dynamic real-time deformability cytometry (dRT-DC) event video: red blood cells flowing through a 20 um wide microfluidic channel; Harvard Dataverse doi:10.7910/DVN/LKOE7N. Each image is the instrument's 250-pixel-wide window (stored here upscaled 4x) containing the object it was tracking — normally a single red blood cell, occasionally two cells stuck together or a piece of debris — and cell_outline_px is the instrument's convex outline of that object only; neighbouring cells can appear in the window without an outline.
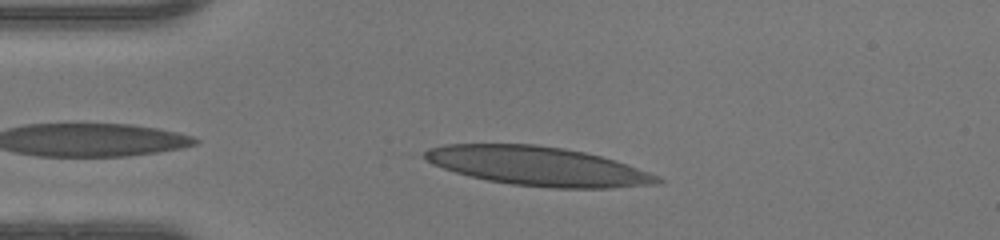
{"species": "human", "species_latin": "Homo sapiens", "temperature_condition": "warm", "stored_images_in_passage": 37, "camera_frame_rate_fps": 3000, "um_per_image_px": 0.085, "donor": {"sex": "female"}, "frame": {"image": 1, "passage_image": 4, "time_ms": 1.0, "image_size_px": [1000, 240], "cell_outline_px": [[664, 180], [660, 184], [612, 188], [552, 188], [512, 184], [488, 180], [456, 172], [432, 164], [424, 156], [424, 152], [428, 148], [444, 144], [536, 144], [564, 148], [584, 152], [600, 156], [648, 172]], "centroid_in_image_um": [45.72, 14.12], "position_along_channel_um": 39.3, "area_um2": 52.48}}
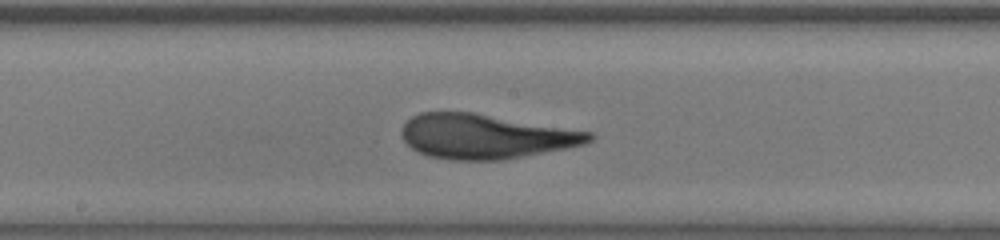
{"frame": {"image": 2, "passage_image": 18, "time_ms": 5.667, "image_size_px": [1000, 240], "cell_outline_px": [[596, 136], [592, 140], [584, 144], [568, 148], [504, 160], [452, 160], [428, 156], [416, 152], [400, 136], [400, 128], [412, 116], [420, 112], [476, 112], [592, 132]], "centroid_in_image_um": [41.26, 11.59], "position_along_channel_um": 206.9, "area_um2": 49.19}}
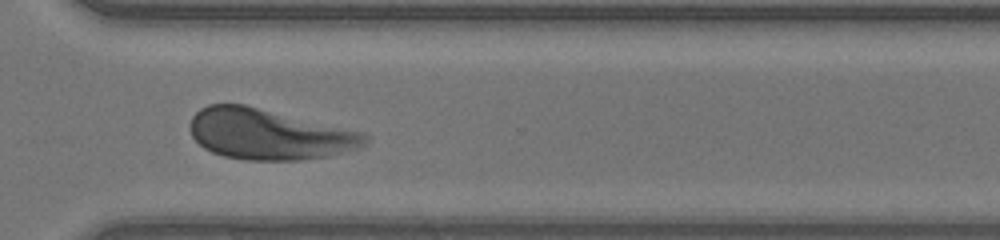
{"frame": {"image": 3, "passage_image": 28, "time_ms": 9.0, "image_size_px": [1000, 240], "cell_outline_px": [[368, 140], [360, 148], [328, 156], [300, 160], [244, 160], [224, 156], [212, 152], [204, 148], [192, 136], [188, 128], [192, 116], [200, 108], [208, 104], [244, 104], [364, 132], [368, 136]], "centroid_in_image_um": [22.84, 11.41], "position_along_channel_um": 347.8, "area_um2": 51.79}, "authors_computed_cell_mechanics": {"area_um2": 49.3612, "velocity_mm_per_s": 4.2181, "shape_relaxation_time_tau1_ms": 3.9067, "shape_relaxation_time_tau2_ms": 1.0592, "deformation_change_tau1": 0.184, "deformation_change_tau2": 0.0911}}